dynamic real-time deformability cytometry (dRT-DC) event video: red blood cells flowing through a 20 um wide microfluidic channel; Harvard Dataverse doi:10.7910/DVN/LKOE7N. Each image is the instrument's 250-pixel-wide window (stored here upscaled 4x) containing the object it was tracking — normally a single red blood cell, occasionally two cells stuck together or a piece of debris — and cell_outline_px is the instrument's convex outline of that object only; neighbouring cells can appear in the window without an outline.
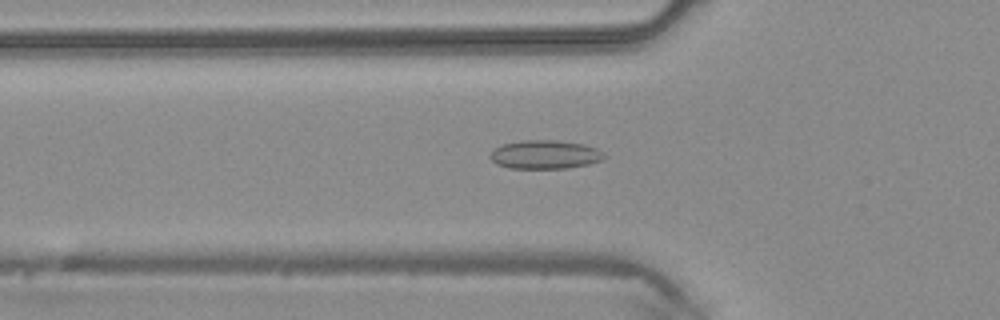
{"species": "common noctule bat (a hibernating species)", "species_latin": "Nyctalus noctula", "temperature_condition": "warm", "stored_images_in_passage": 46, "camera_frame_rate_fps": 3000, "um_per_image_px": 0.085, "animal": {"sex": "male", "body_mass_g": 20.4}, "frame": {"image": 1, "passage_image": 16, "time_ms": 5.0, "image_size_px": [1000, 320], "cell_outline_px": [[604, 160], [588, 164], [568, 168], [508, 168], [496, 164], [488, 156], [492, 148], [504, 144], [524, 140], [556, 140], [584, 144], [596, 148], [604, 152]], "centroid_in_image_um": [46.31, 13.13], "position_along_channel_um": 79.5, "area_um2": 19.19}}
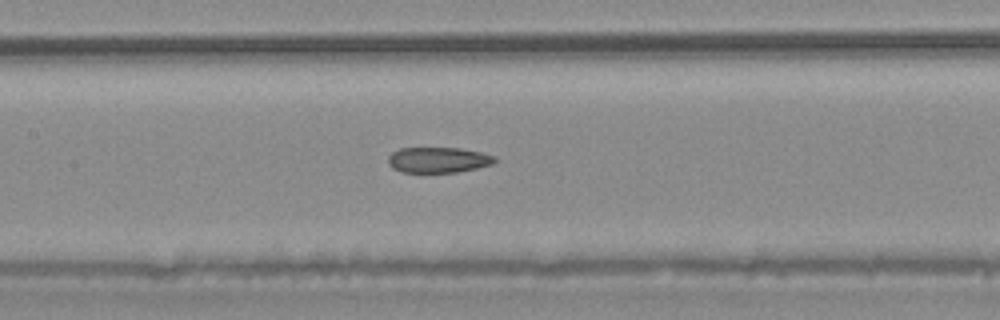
{"frame": {"image": 2, "passage_image": 22, "time_ms": 7.0, "image_size_px": [1000, 320], "cell_outline_px": [[496, 160], [492, 164], [476, 168], [456, 172], [400, 172], [392, 168], [388, 164], [388, 156], [392, 152], [400, 148], [460, 148], [480, 152], [496, 156]], "centroid_in_image_um": [37.22, 13.59], "position_along_channel_um": 170.2, "area_um2": 15.9}}
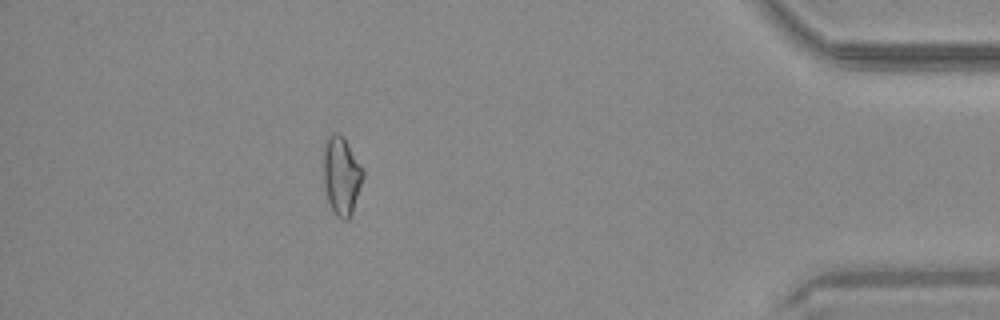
{"frame": {"image": 3, "passage_image": 41, "time_ms": 13.333, "image_size_px": [1000, 320], "cell_outline_px": [[364, 176], [352, 212], [348, 220], [344, 220], [336, 216], [328, 200], [324, 184], [324, 148], [328, 136], [332, 132], [336, 132], [344, 136], [364, 168]], "centroid_in_image_um": [29.05, 14.89], "position_along_channel_um": 406.2, "area_um2": 18.09}}